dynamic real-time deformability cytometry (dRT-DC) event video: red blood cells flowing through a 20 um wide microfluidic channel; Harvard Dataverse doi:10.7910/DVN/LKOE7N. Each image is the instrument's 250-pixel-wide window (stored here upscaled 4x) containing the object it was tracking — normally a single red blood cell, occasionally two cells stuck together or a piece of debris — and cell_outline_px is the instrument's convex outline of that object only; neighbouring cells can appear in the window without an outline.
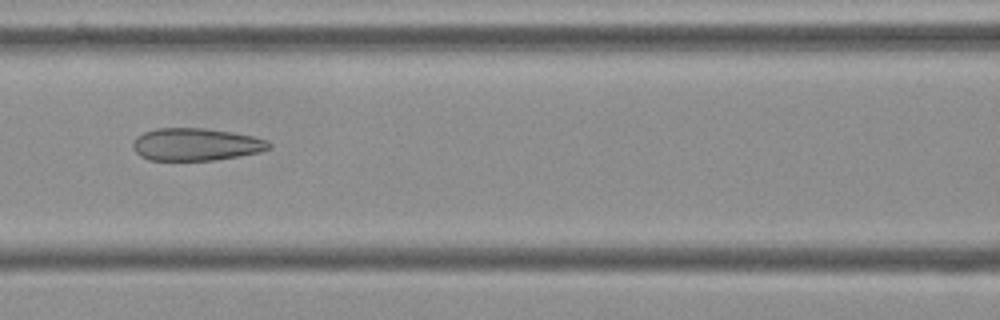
{"species": "Egyptian fruit bat (a non-hibernating species)", "species_latin": "Rousettus aegyptiacus", "temperature_condition": "cold", "stored_images_in_passage": 10, "camera_frame_rate_fps": 3000, "um_per_image_px": 0.085, "frame": {"image": 1, "passage_image": 6, "time_ms": 1.667, "image_size_px": [1000, 320], "cell_outline_px": [[272, 148], [260, 152], [212, 160], [148, 160], [140, 156], [132, 148], [132, 144], [136, 136], [144, 132], [156, 128], [204, 128], [232, 132], [252, 136], [268, 140], [272, 144]], "centroid_in_image_um": [16.64, 12.27], "position_along_channel_um": 150.0, "area_um2": 25.84}}
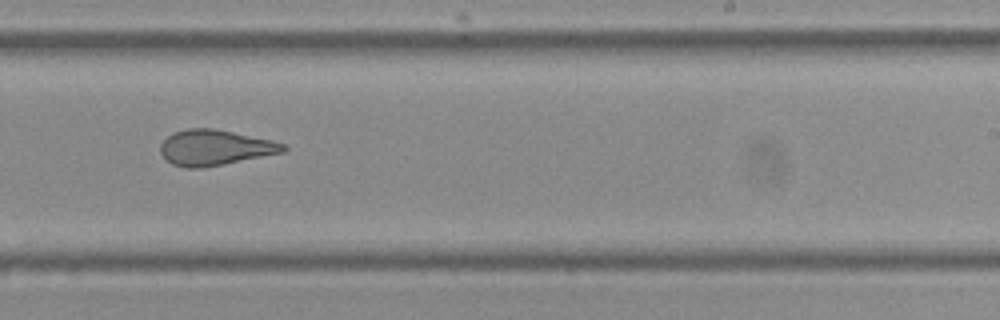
{"frame": {"image": 2, "passage_image": 9, "time_ms": 2.667, "image_size_px": [1000, 320], "cell_outline_px": [[288, 148], [284, 152], [224, 164], [200, 168], [188, 168], [172, 164], [160, 152], [160, 144], [172, 132], [188, 128], [212, 128], [272, 140], [284, 144]], "centroid_in_image_um": [18.26, 12.54], "position_along_channel_um": 270.7, "area_um2": 25.26}}
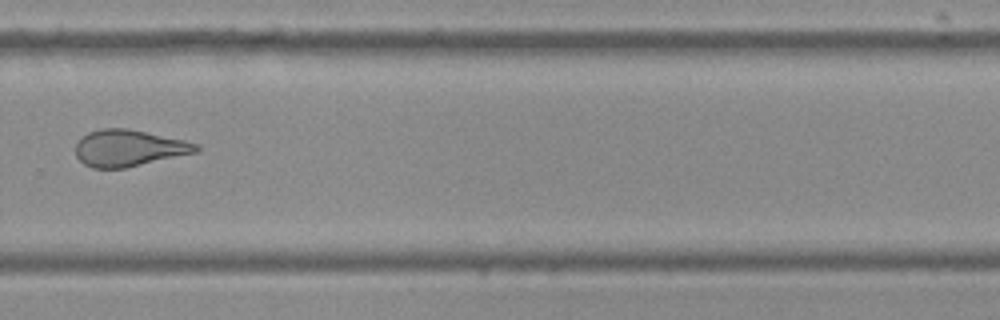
{"frame": {"image": 3, "passage_image": 10, "time_ms": 3.0, "image_size_px": [1000, 320], "cell_outline_px": [[200, 148], [196, 152], [124, 168], [92, 168], [84, 164], [76, 156], [76, 144], [88, 132], [100, 128], [128, 128], [184, 140], [196, 144]], "centroid_in_image_um": [10.92, 12.58], "position_along_channel_um": 318.9, "area_um2": 25.37}}